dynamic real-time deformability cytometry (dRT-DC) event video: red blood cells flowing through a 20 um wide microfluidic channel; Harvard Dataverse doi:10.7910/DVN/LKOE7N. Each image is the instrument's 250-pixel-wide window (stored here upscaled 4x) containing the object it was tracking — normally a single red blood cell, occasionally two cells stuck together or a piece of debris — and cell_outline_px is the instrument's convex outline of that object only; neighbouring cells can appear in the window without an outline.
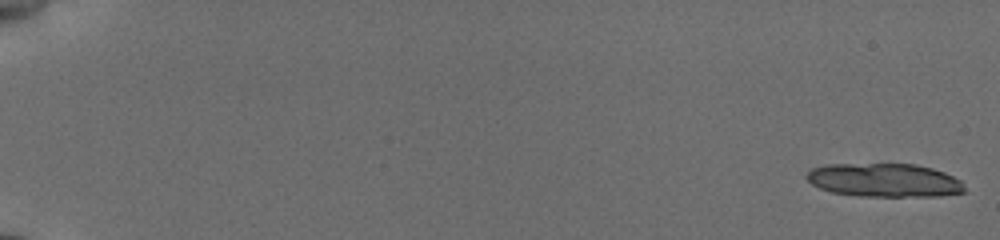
{"species": "common noctule bat (a hibernating species)", "species_latin": "Nyctalus noctula", "temperature_condition": "cold", "stored_images_in_passage": 21, "camera_frame_rate_fps": 3000, "um_per_image_px": 0.085, "animal": {"sex": "female", "body_mass_g": 19.5, "forearm_length_mm": 54.1}, "frame": {"image": 1, "passage_image": 1, "time_ms": 0.0, "image_size_px": [1000, 240], "cell_outline_px": [[968, 192], [940, 196], [860, 196], [832, 192], [820, 188], [812, 184], [804, 176], [812, 168], [824, 164], [916, 164], [932, 168], [944, 172], [960, 180]], "centroid_in_image_um": [75.18, 15.31], "position_along_channel_um": 9.8, "area_um2": 31.04}}